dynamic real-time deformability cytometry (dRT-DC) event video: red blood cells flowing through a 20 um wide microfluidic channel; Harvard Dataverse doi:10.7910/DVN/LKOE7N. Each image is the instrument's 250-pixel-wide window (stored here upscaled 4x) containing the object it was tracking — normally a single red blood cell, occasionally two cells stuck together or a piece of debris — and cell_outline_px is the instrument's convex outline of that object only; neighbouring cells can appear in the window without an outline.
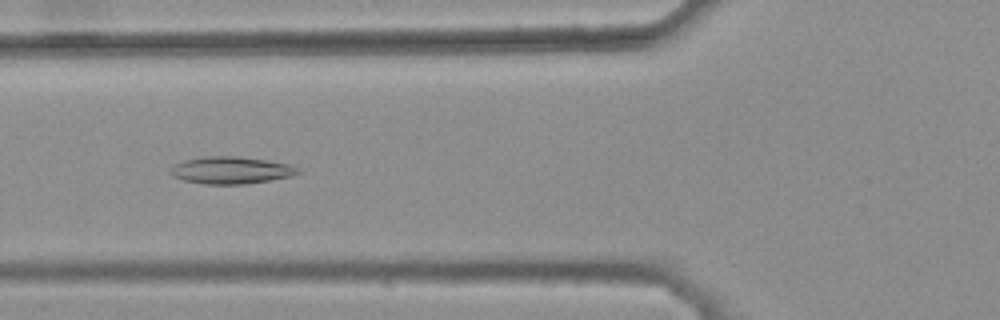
{"species": "common noctule bat (a hibernating species)", "species_latin": "Nyctalus noctula", "temperature_condition": "warm", "stored_images_in_passage": 33, "camera_frame_rate_fps": 3000, "um_per_image_px": 0.085, "animal": {"sex": "female", "body_mass_g": 25.1}, "frame": {"image": 1, "passage_image": 8, "time_ms": 2.333, "image_size_px": [1000, 320], "cell_outline_px": [[300, 172], [292, 176], [244, 184], [204, 184], [184, 180], [172, 176], [172, 168], [176, 164], [184, 160], [204, 156], [240, 156], [268, 160], [288, 164], [296, 168]], "centroid_in_image_um": [19.63, 14.46], "position_along_channel_um": 106.2, "area_um2": 19.94}}
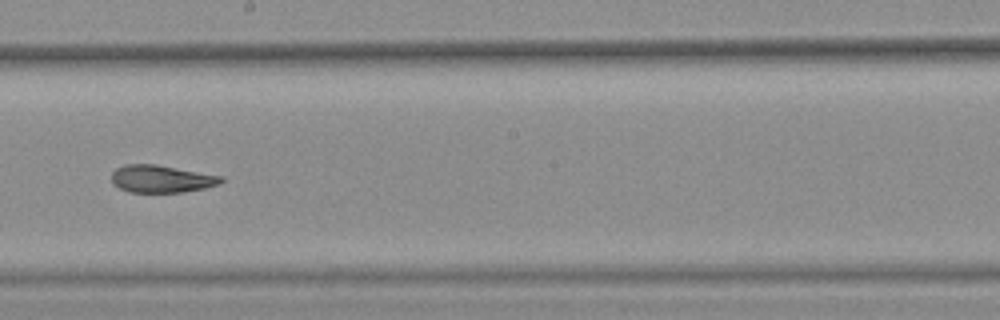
{"frame": {"image": 2, "passage_image": 18, "time_ms": 5.667, "image_size_px": [1000, 320], "cell_outline_px": [[224, 180], [220, 184], [204, 188], [184, 192], [128, 192], [112, 184], [112, 172], [116, 168], [124, 164], [156, 164], [224, 176]], "centroid_in_image_um": [13.73, 15.2], "position_along_channel_um": 234.5, "area_um2": 17.69}}
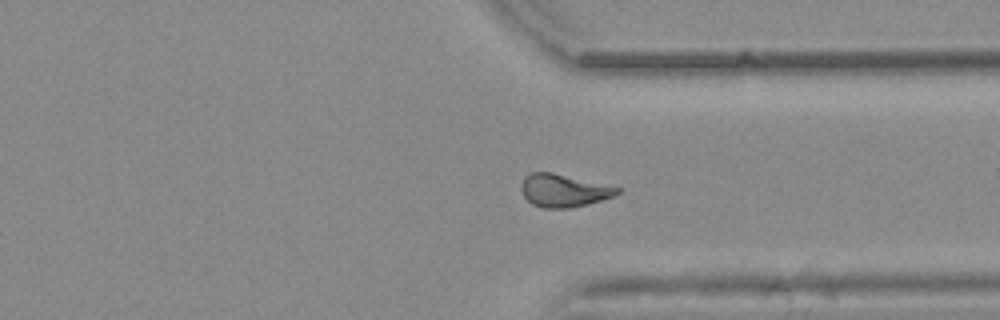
{"frame": {"image": 3, "passage_image": 28, "time_ms": 9.0, "image_size_px": [1000, 320], "cell_outline_px": [[620, 192], [612, 196], [600, 200], [568, 208], [540, 208], [532, 204], [524, 196], [520, 188], [520, 184], [524, 176], [528, 172], [552, 172], [620, 188]], "centroid_in_image_um": [47.82, 16.18], "position_along_channel_um": 363.6, "area_um2": 18.15}, "authors_computed_cell_mechanics": {"area_um2": 18.4382, "velocity_mm_per_s": 3.8494, "shape_relaxation_time_tau1_ms": null, "shape_relaxation_time_tau2_ms": 3.0452, "deformation_change_tau1": null, "deformation_change_tau2": 0.0914}}